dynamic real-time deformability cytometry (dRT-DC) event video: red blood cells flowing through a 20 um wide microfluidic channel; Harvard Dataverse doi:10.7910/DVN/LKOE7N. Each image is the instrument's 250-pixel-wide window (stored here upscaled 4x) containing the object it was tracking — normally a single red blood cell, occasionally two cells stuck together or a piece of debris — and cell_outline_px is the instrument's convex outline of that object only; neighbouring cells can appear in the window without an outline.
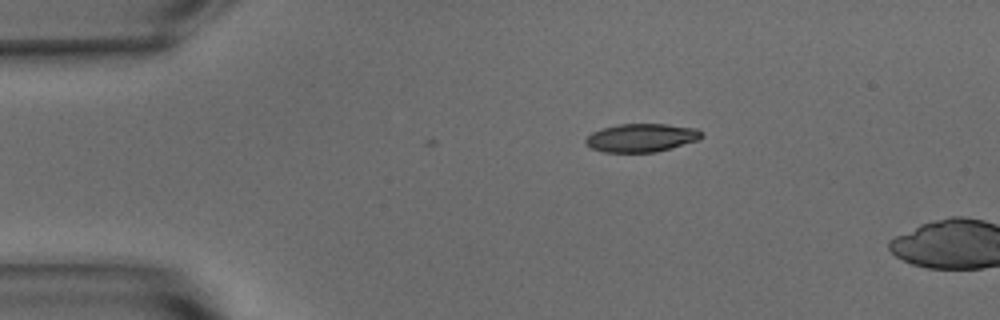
{"species": "common noctule bat (a hibernating species)", "species_latin": "Nyctalus noctula", "temperature_condition": "warm", "stored_images_in_passage": 4, "camera_frame_rate_fps": 3000, "um_per_image_px": 0.085, "animal": {"sex": "male", "body_mass_g": 15.6}, "frame": {"image": 1, "passage_image": 1, "time_ms": 0.0, "image_size_px": [1000, 320], "cell_outline_px": [[704, 136], [700, 140], [656, 152], [604, 152], [592, 148], [584, 144], [584, 140], [592, 132], [600, 128], [620, 124], [668, 124], [696, 128], [704, 132]], "centroid_in_image_um": [54.54, 11.7], "position_along_channel_um": 30.5, "area_um2": 19.36}}